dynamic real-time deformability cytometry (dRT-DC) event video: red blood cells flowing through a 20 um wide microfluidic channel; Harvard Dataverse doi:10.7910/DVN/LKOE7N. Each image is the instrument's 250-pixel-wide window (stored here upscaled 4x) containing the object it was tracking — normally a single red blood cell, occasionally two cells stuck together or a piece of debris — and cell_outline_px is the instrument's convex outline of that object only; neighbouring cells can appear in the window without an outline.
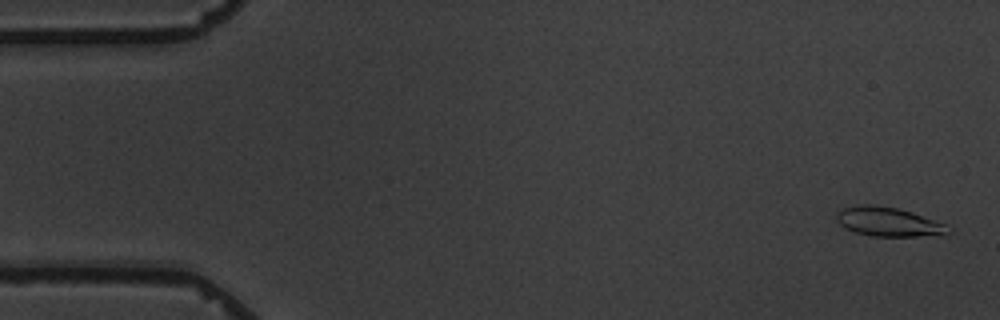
{"species": "common noctule bat (a hibernating species)", "species_latin": "Nyctalus noctula", "temperature_condition": "warm", "stored_images_in_passage": 5, "camera_frame_rate_fps": 3000, "um_per_image_px": 0.085, "animal": {"sex": "male", "body_mass_g": 19.5, "forearm_length_mm": 54.6}, "frame": {"image": 1, "passage_image": 1, "time_ms": 0.0, "image_size_px": [1000, 320], "cell_outline_px": [[952, 232], [948, 236], [872, 236], [856, 232], [844, 228], [836, 220], [836, 212], [840, 208], [856, 204], [872, 204], [896, 208], [912, 212], [944, 224]], "centroid_in_image_um": [75.5, 18.85], "position_along_channel_um": 9.5, "area_um2": 19.25}}